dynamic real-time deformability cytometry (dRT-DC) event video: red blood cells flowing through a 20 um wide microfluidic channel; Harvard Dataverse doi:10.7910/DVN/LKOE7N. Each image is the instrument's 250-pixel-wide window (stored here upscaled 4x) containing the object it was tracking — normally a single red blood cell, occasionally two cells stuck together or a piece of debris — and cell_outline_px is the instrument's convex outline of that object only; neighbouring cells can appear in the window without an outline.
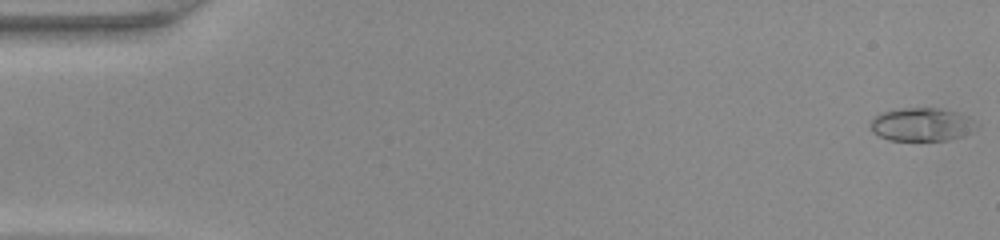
{"species": "common noctule bat (a hibernating species)", "species_latin": "Nyctalus noctula", "temperature_condition": "warm", "stored_images_in_passage": 11, "camera_frame_rate_fps": 3000, "um_per_image_px": 0.085, "animal": {"sex": "female", "body_mass_g": 22.0, "forearm_length_mm": 56.7}, "frame": {"image": 1, "passage_image": 1, "time_ms": 0.0, "image_size_px": [1000, 240], "cell_outline_px": [[972, 120], [960, 136], [948, 140], [888, 140], [872, 132], [872, 116], [884, 112], [904, 108], [936, 108], [968, 116]], "centroid_in_image_um": [78.17, 10.58], "position_along_channel_um": 6.8, "area_um2": 19.42}}